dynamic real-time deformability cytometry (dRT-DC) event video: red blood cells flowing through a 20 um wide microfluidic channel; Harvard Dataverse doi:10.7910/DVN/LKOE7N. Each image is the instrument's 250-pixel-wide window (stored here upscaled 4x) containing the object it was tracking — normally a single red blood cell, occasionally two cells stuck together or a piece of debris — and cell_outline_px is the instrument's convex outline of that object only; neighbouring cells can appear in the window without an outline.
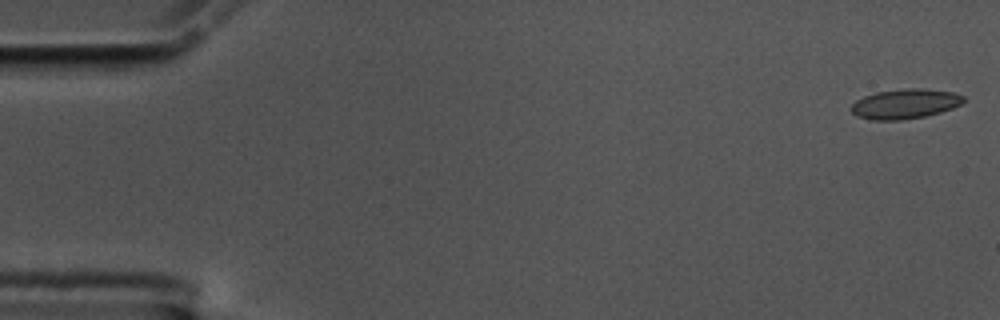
{"species": "common noctule bat (a hibernating species)", "species_latin": "Nyctalus noctula", "temperature_condition": "cold", "stored_images_in_passage": 56, "camera_frame_rate_fps": 3000, "um_per_image_px": 0.085, "animal": {"sex": "male", "body_mass_g": 17.5, "forearm_length_mm": 52.3}, "frame": {"image": 1, "passage_image": 1, "time_ms": 0.0, "image_size_px": [1000, 320], "cell_outline_px": [[964, 100], [960, 104], [952, 108], [940, 112], [924, 116], [904, 120], [872, 120], [856, 116], [852, 112], [852, 104], [856, 100], [864, 96], [876, 92], [908, 88], [920, 88], [952, 92], [964, 96]], "centroid_in_image_um": [76.91, 8.83], "position_along_channel_um": 8.1, "area_um2": 19.36}}
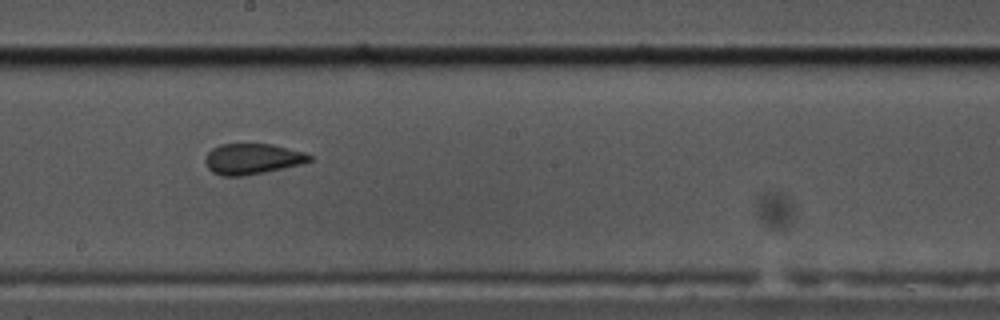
{"frame": {"image": 2, "passage_image": 31, "time_ms": 10.0, "image_size_px": [1000, 320], "cell_outline_px": [[312, 160], [300, 164], [284, 168], [244, 176], [220, 176], [212, 172], [208, 168], [204, 160], [208, 152], [212, 148], [220, 144], [272, 144], [304, 152], [312, 156]], "centroid_in_image_um": [21.42, 13.51], "position_along_channel_um": 226.8, "area_um2": 18.67}}
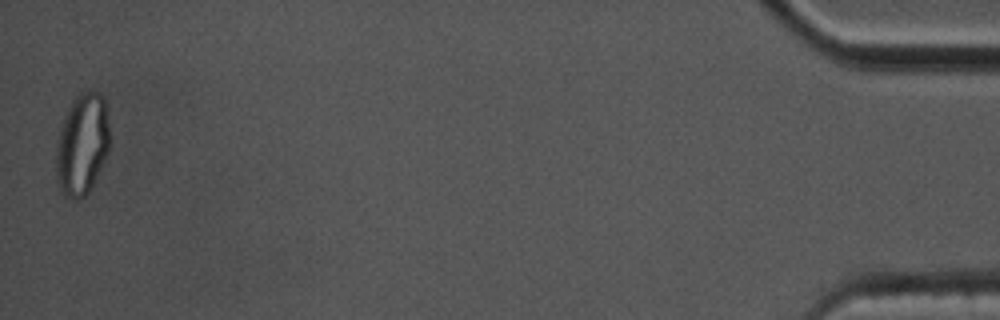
{"frame": {"image": 3, "passage_image": 56, "time_ms": 18.333, "image_size_px": [1000, 320], "cell_outline_px": [[108, 152], [88, 192], [84, 196], [76, 200], [64, 196], [60, 188], [56, 176], [56, 148], [64, 116], [72, 100], [80, 92], [100, 92], [104, 96], [108, 128]], "centroid_in_image_um": [6.96, 12.26], "position_along_channel_um": 428.2, "area_um2": 31.21}, "authors_computed_cell_mechanics": {"area_um2": 19.2474, "velocity_mm_per_s": 3.5339, "shape_relaxation_time_tau1_ms": null, "shape_relaxation_time_tau2_ms": 1.2316, "deformation_change_tau1": null, "deformation_change_tau2": 0.0795}}